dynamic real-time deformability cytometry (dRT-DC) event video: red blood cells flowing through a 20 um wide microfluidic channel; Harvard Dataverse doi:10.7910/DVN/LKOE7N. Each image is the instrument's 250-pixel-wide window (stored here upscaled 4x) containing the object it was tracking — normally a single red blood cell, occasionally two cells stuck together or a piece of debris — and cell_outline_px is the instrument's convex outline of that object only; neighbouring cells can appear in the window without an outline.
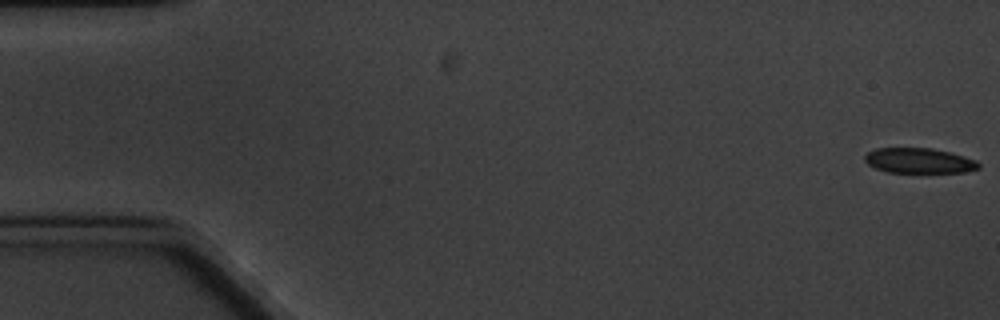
{"species": "common noctule bat (a hibernating species)", "species_latin": "Nyctalus noctula", "temperature_condition": "cold", "stored_images_in_passage": 8, "camera_frame_rate_fps": 3000, "um_per_image_px": 0.085, "animal": {"sex": "male", "body_mass_g": 20.1, "forearm_length_mm": 53.5}, "frame": {"image": 1, "passage_image": 1, "time_ms": 0.0, "image_size_px": [1000, 320], "cell_outline_px": [[980, 168], [964, 172], [888, 172], [876, 168], [868, 164], [864, 160], [864, 156], [868, 152], [876, 148], [932, 148], [952, 152], [976, 160], [980, 164]], "centroid_in_image_um": [78.14, 13.65], "position_along_channel_um": 6.9, "area_um2": 16.7}}
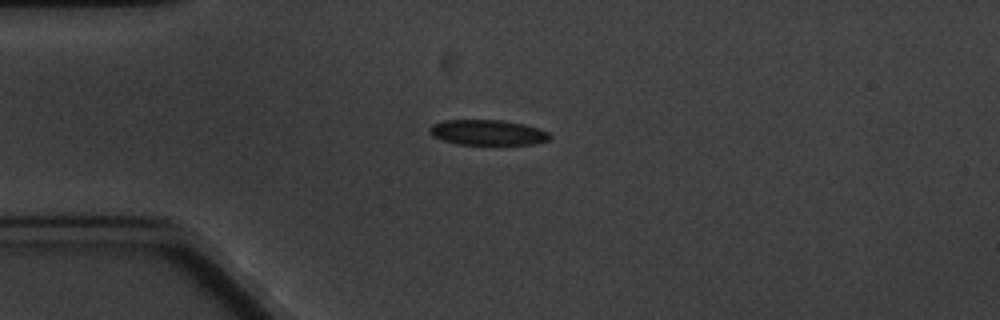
{"frame": {"image": 2, "passage_image": 5, "time_ms": 4.667, "image_size_px": [1000, 320], "cell_outline_px": [[552, 136], [548, 140], [536, 144], [456, 144], [432, 136], [428, 128], [432, 124], [444, 120], [504, 120], [524, 124], [540, 128], [548, 132]], "centroid_in_image_um": [41.47, 11.25], "position_along_channel_um": 43.5, "area_um2": 17.8}}